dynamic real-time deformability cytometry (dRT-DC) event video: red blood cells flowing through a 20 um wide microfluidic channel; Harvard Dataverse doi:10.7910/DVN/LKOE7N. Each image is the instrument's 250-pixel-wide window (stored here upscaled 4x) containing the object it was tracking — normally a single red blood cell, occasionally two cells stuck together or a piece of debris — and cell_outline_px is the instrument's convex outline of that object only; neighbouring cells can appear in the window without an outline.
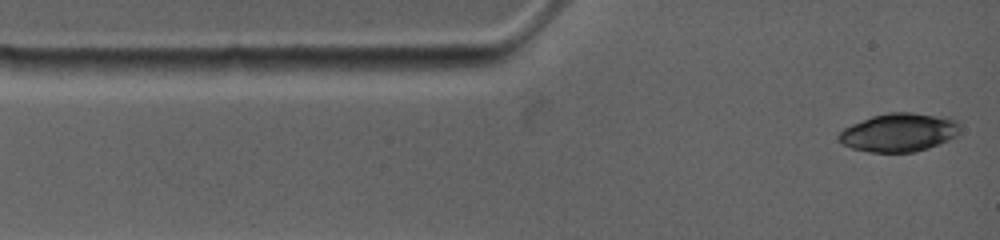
{"species": "common noctule bat (a hibernating species)", "species_latin": "Nyctalus noctula", "temperature_condition": "warm", "stored_images_in_passage": 81, "camera_frame_rate_fps": 4500, "um_per_image_px": 0.085, "animal": {"sex": "female", "body_mass_g": 19.0, "forearm_length_mm": 53.3}, "frame": {"image": 1, "passage_image": 1, "time_ms": 0.0, "image_size_px": [1000, 240], "cell_outline_px": [[960, 132], [956, 136], [948, 140], [928, 148], [916, 152], [868, 152], [852, 148], [844, 144], [836, 136], [844, 128], [852, 124], [872, 116], [888, 112], [912, 112], [956, 120], [960, 124]], "centroid_in_image_um": [76.4, 11.26], "position_along_channel_um": 8.6, "area_um2": 26.99}}
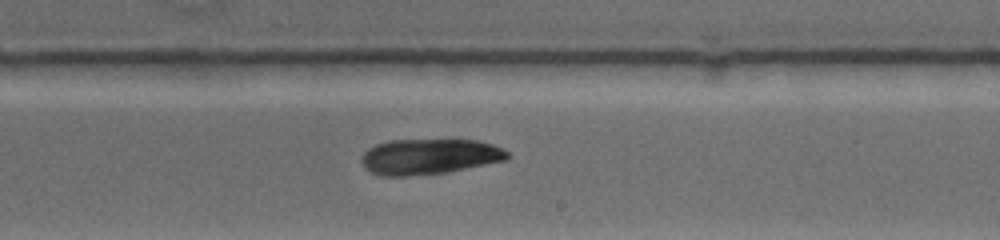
{"frame": {"image": 2, "passage_image": 31, "time_ms": 7.333, "image_size_px": [1000, 240], "cell_outline_px": [[508, 160], [448, 172], [408, 176], [380, 176], [364, 168], [360, 160], [364, 152], [368, 148], [376, 144], [388, 140], [476, 140], [492, 144], [508, 152]], "centroid_in_image_um": [36.46, 13.31], "position_along_channel_um": 252.5, "area_um2": 30.35}}
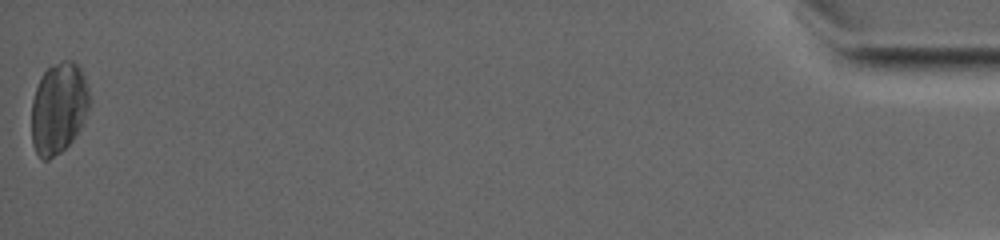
{"frame": {"image": 3, "passage_image": 81, "time_ms": 16.444, "image_size_px": [1000, 240], "cell_outline_px": [[88, 108], [84, 120], [80, 128], [72, 140], [60, 152], [48, 160], [40, 160], [32, 144], [32, 100], [40, 76], [52, 64], [60, 60], [72, 60], [80, 64], [88, 88]], "centroid_in_image_um": [4.97, 9.16], "position_along_channel_um": 430.2, "area_um2": 30.92}}